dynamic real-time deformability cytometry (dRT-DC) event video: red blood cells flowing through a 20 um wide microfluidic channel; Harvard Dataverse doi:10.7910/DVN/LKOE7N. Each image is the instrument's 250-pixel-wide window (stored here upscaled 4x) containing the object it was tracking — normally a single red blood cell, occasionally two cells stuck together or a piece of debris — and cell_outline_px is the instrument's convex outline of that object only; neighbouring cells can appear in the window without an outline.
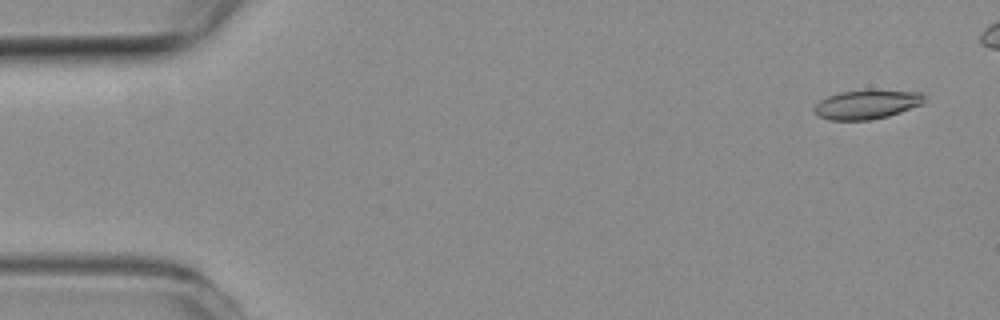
{"species": "common noctule bat (a hibernating species)", "species_latin": "Nyctalus noctula", "temperature_condition": "room temperature", "stored_images_in_passage": 48, "camera_frame_rate_fps": 3000, "um_per_image_px": 0.085, "animal": {"sex": "female", "body_mass_g": 19.3, "forearm_length_mm": 54.1}, "frame": {"image": 1, "passage_image": 1, "time_ms": 0.0, "image_size_px": [1000, 320], "cell_outline_px": [[924, 100], [920, 104], [900, 112], [888, 116], [872, 120], [828, 120], [820, 116], [812, 108], [820, 100], [828, 96], [840, 92], [868, 88], [920, 92], [924, 96]], "centroid_in_image_um": [73.66, 8.85], "position_along_channel_um": 11.3, "area_um2": 18.96}}
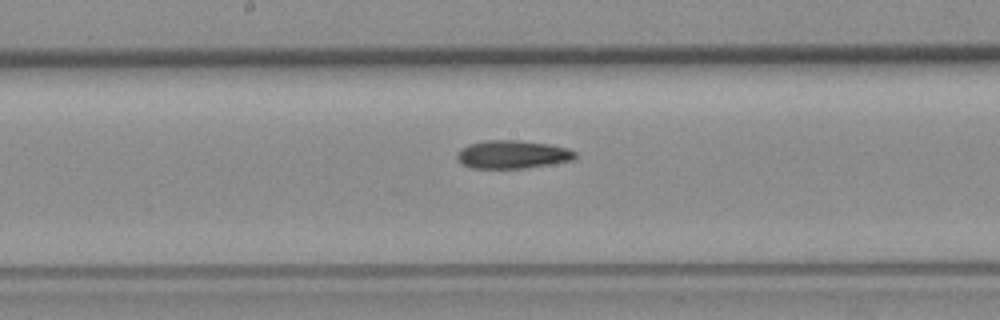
{"frame": {"image": 2, "passage_image": 26, "time_ms": 8.333, "image_size_px": [1000, 320], "cell_outline_px": [[576, 156], [572, 160], [524, 168], [472, 168], [464, 164], [456, 156], [468, 144], [484, 140], [520, 140], [548, 144], [568, 148], [576, 152]], "centroid_in_image_um": [43.58, 13.12], "position_along_channel_um": 204.6, "area_um2": 19.07}}
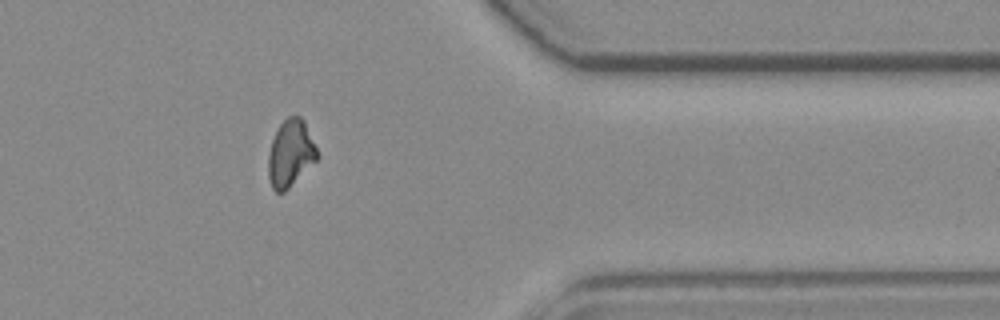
{"frame": {"image": 3, "passage_image": 42, "time_ms": 13.667, "image_size_px": [1000, 320], "cell_outline_px": [[320, 156], [284, 192], [276, 192], [272, 188], [268, 176], [268, 156], [272, 140], [280, 124], [288, 116], [300, 116], [304, 120]], "centroid_in_image_um": [24.69, 13.03], "position_along_channel_um": 386.7, "area_um2": 18.84}, "authors_computed_cell_mechanics": {"area_um2": 19.1318, "velocity_mm_per_s": 3.778, "shape_relaxation_time_tau1_ms": 10.2005, "shape_relaxation_time_tau2_ms": 6.7866, "deformation_change_tau1": 0.2234, "deformation_change_tau2": 0.1503}}